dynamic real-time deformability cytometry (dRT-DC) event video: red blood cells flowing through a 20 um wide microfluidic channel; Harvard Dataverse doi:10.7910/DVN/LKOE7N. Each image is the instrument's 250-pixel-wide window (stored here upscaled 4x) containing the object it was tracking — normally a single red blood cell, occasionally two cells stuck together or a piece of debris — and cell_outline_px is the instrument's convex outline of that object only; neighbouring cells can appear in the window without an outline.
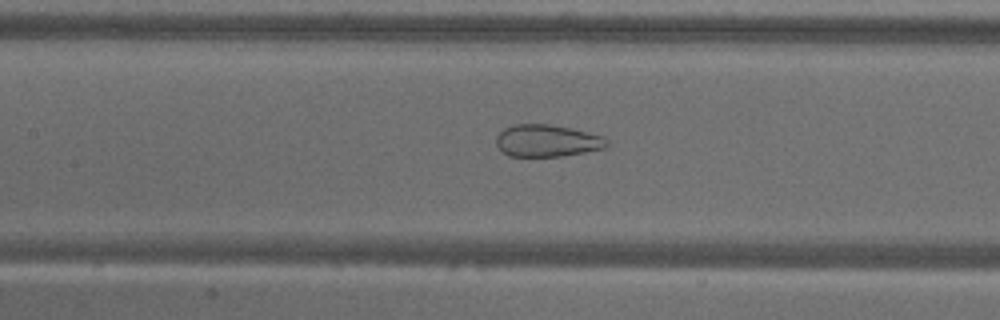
{"species": "common noctule bat (a hibernating species)", "species_latin": "Nyctalus noctula", "temperature_condition": "warm", "stored_images_in_passage": 49, "camera_frame_rate_fps": 3000, "um_per_image_px": 0.085, "animal": {"sex": "male", "body_mass_g": 18.8}, "frame": {"image": 1, "passage_image": 20, "time_ms": 6.333, "image_size_px": [1000, 320], "cell_outline_px": [[608, 144], [604, 148], [584, 152], [560, 156], [508, 156], [496, 144], [496, 136], [504, 128], [512, 124], [548, 124], [572, 128], [604, 136], [608, 140]], "centroid_in_image_um": [46.5, 11.95], "position_along_channel_um": 160.9, "area_um2": 20.69}}
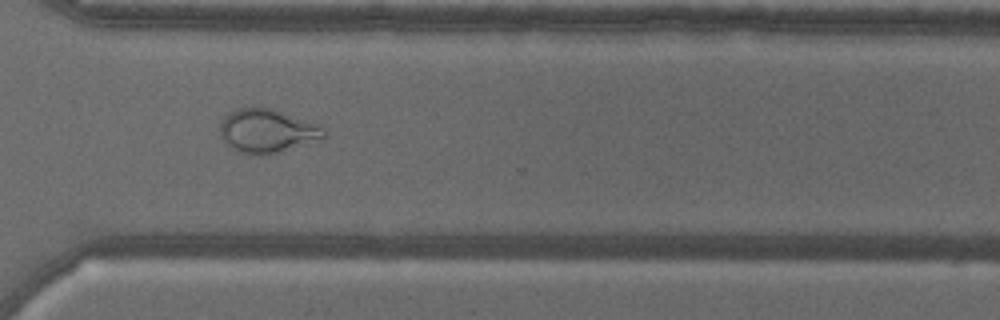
{"frame": {"image": 2, "passage_image": 35, "time_ms": 11.333, "image_size_px": [1000, 320], "cell_outline_px": [[328, 136], [276, 152], [260, 156], [240, 152], [232, 148], [220, 136], [220, 124], [224, 116], [236, 108], [260, 104], [320, 124], [324, 128]], "centroid_in_image_um": [22.68, 11.07], "position_along_channel_um": 347.9, "area_um2": 26.7}}
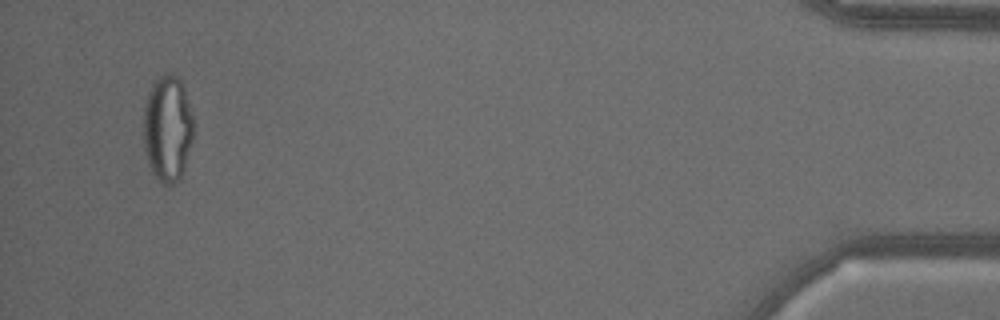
{"frame": {"image": 3, "passage_image": 47, "time_ms": 15.333, "image_size_px": [1000, 320], "cell_outline_px": [[192, 140], [184, 168], [180, 180], [172, 184], [160, 184], [152, 172], [148, 164], [144, 148], [144, 104], [148, 92], [152, 84], [160, 76], [168, 72], [172, 72], [180, 80], [184, 88], [192, 116]], "centroid_in_image_um": [14.22, 10.93], "position_along_channel_um": 421.0, "area_um2": 30.98}, "authors_computed_cell_mechanics": {"area_um2": 28.5532, "velocity_mm_per_s": 3.7538, "shape_relaxation_time_tau1_ms": null, "shape_relaxation_time_tau2_ms": 0.9424, "deformation_change_tau1": null, "deformation_change_tau2": 0.0797}}